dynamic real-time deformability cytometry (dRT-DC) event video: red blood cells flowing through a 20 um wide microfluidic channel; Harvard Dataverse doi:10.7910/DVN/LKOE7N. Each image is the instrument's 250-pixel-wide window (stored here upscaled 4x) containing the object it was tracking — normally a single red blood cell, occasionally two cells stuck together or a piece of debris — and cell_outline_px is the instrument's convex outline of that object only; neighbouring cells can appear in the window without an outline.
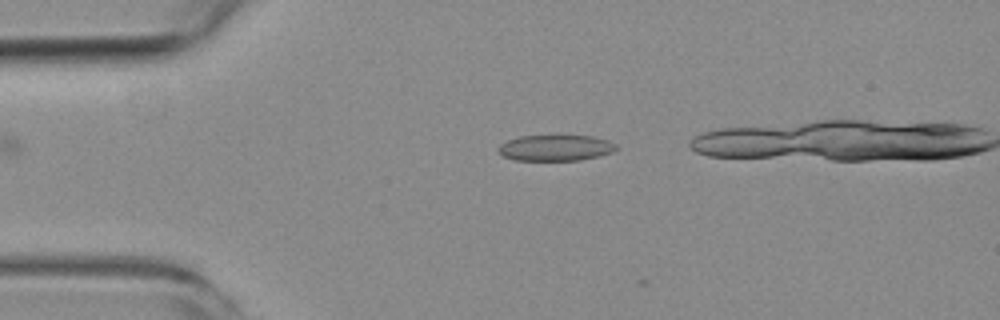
{"species": "common noctule bat (a hibernating species)", "species_latin": "Nyctalus noctula", "temperature_condition": "room temperature", "stored_images_in_passage": 6, "camera_frame_rate_fps": 3000, "um_per_image_px": 0.085, "animal": {"sex": "female", "body_mass_g": 19.3, "forearm_length_mm": 54.1}, "frame": {"image": 1, "passage_image": 1, "time_ms": 0.0, "image_size_px": [1000, 320], "cell_outline_px": [[616, 148], [612, 152], [580, 160], [516, 160], [504, 156], [496, 148], [500, 144], [508, 140], [520, 136], [592, 136], [608, 140], [616, 144]], "centroid_in_image_um": [47.2, 12.56], "position_along_channel_um": 37.8, "area_um2": 17.57}}